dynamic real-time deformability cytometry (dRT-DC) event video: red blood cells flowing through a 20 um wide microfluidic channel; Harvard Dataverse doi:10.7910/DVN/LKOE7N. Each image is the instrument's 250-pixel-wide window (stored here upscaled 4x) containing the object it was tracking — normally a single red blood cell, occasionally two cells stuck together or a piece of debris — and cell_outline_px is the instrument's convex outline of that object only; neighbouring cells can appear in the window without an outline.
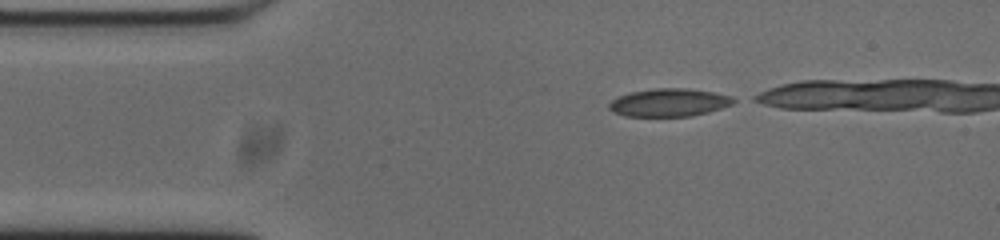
{"species": "common noctule bat (a hibernating species)", "species_latin": "Nyctalus noctula", "temperature_condition": "cold", "stored_images_in_passage": 14, "camera_frame_rate_fps": 3000, "um_per_image_px": 0.085, "animal": {"sex": "male", "body_mass_g": 20.0, "forearm_length_mm": 53.3}, "frame": {"image": 1, "passage_image": 1, "time_ms": 0.0, "image_size_px": [1000, 240], "cell_outline_px": [[740, 100], [732, 104], [708, 112], [692, 116], [624, 116], [612, 112], [608, 108], [608, 104], [612, 100], [628, 92], [656, 88], [684, 88], [712, 92], [732, 96]], "centroid_in_image_um": [56.87, 8.71], "position_along_channel_um": 28.1, "area_um2": 20.35}}
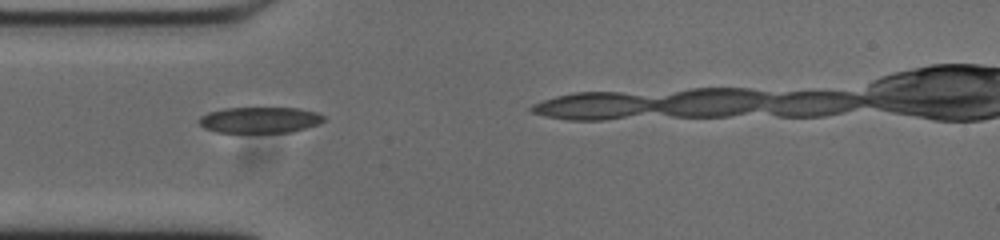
{"frame": {"image": 2, "passage_image": 7, "time_ms": 2.0, "image_size_px": [1000, 240], "cell_outline_px": [[324, 120], [316, 124], [304, 128], [288, 132], [216, 132], [204, 128], [200, 124], [200, 116], [208, 112], [224, 108], [296, 108], [316, 112], [324, 116]], "centroid_in_image_um": [22.04, 10.19], "position_along_channel_um": 63.0, "area_um2": 18.61}}
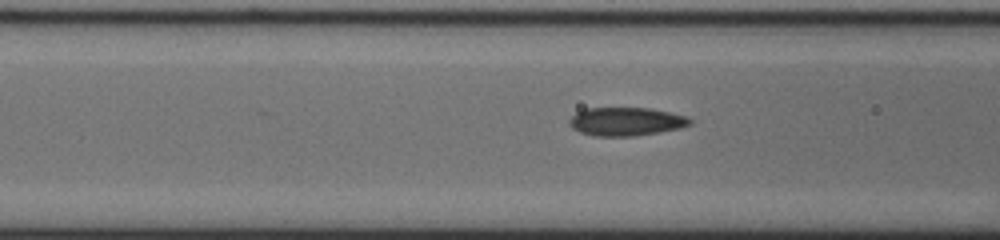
{"frame": {"image": 3, "passage_image": 11, "time_ms": 3.333, "image_size_px": [1000, 240], "cell_outline_px": [[692, 124], [680, 128], [660, 132], [632, 136], [592, 136], [580, 132], [572, 128], [568, 124], [568, 120], [576, 112], [584, 108], [648, 108], [668, 112], [684, 116], [692, 120]], "centroid_in_image_um": [53.16, 10.33], "position_along_channel_um": 113.4, "area_um2": 20.0}}